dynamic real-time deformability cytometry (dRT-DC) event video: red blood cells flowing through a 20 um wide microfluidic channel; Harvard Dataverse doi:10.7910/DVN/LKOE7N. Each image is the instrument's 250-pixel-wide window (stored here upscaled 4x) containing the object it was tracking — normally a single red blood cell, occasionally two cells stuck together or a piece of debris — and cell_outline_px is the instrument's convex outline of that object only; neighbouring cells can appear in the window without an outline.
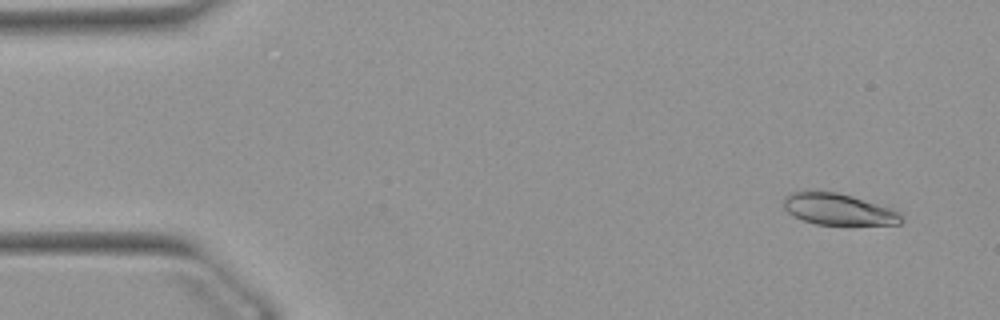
{"species": "Egyptian fruit bat (a non-hibernating species)", "species_latin": "Rousettus aegyptiacus", "temperature_condition": "warm", "stored_images_in_passage": 53, "camera_frame_rate_fps": 3000, "um_per_image_px": 0.085, "animal": {"sex": "female"}, "frame": {"image": 1, "passage_image": 4, "time_ms": 1.0, "image_size_px": [1000, 320], "cell_outline_px": [[904, 220], [900, 224], [816, 224], [792, 216], [784, 208], [784, 196], [792, 192], [804, 188], [816, 188], [836, 192], [852, 196], [888, 208], [896, 212]], "centroid_in_image_um": [71.12, 17.73], "position_along_channel_um": 13.9, "area_um2": 21.73}}
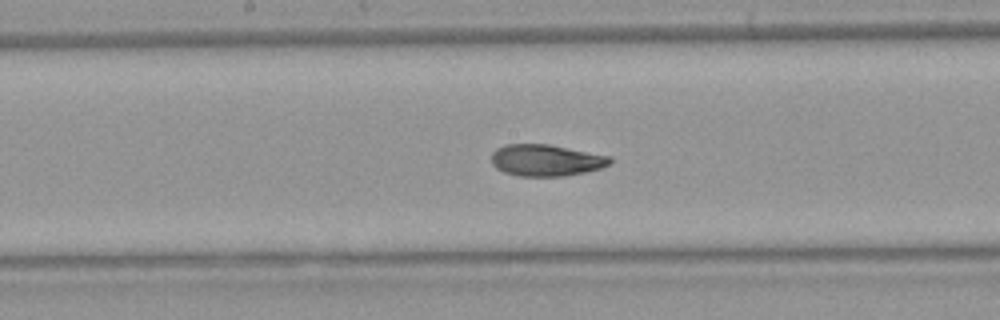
{"frame": {"image": 2, "passage_image": 27, "time_ms": 8.667, "image_size_px": [1000, 320], "cell_outline_px": [[612, 164], [600, 168], [584, 172], [564, 176], [516, 176], [504, 172], [496, 168], [492, 164], [492, 152], [496, 148], [504, 144], [548, 144], [612, 156]], "centroid_in_image_um": [46.41, 13.62], "position_along_channel_um": 201.8, "area_um2": 22.02}}
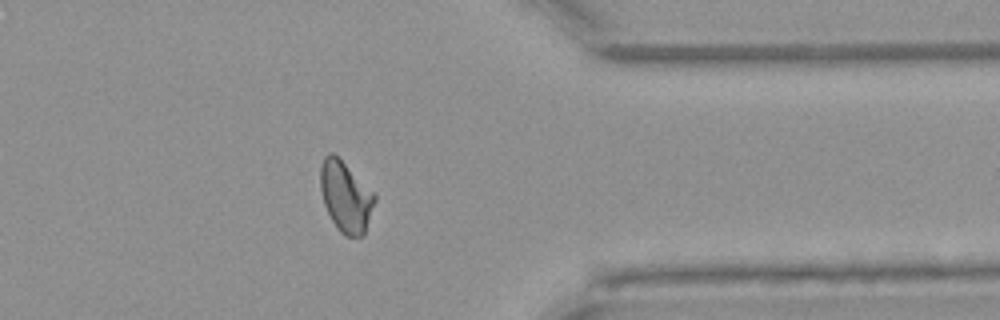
{"frame": {"image": 3, "passage_image": 42, "time_ms": 13.667, "image_size_px": [1000, 320], "cell_outline_px": [[376, 200], [364, 236], [344, 236], [340, 232], [332, 220], [324, 204], [320, 188], [320, 168], [324, 156], [328, 152], [332, 152], [376, 196]], "centroid_in_image_um": [29.36, 16.75], "position_along_channel_um": 382.0, "area_um2": 21.91}, "authors_computed_cell_mechanics": {"area_um2": 22.253, "velocity_mm_per_s": 3.8823, "shape_relaxation_time_tau1_ms": 8.414, "shape_relaxation_time_tau2_ms": 1.8832, "deformation_change_tau1": 0.2417, "deformation_change_tau2": 0.0676}}